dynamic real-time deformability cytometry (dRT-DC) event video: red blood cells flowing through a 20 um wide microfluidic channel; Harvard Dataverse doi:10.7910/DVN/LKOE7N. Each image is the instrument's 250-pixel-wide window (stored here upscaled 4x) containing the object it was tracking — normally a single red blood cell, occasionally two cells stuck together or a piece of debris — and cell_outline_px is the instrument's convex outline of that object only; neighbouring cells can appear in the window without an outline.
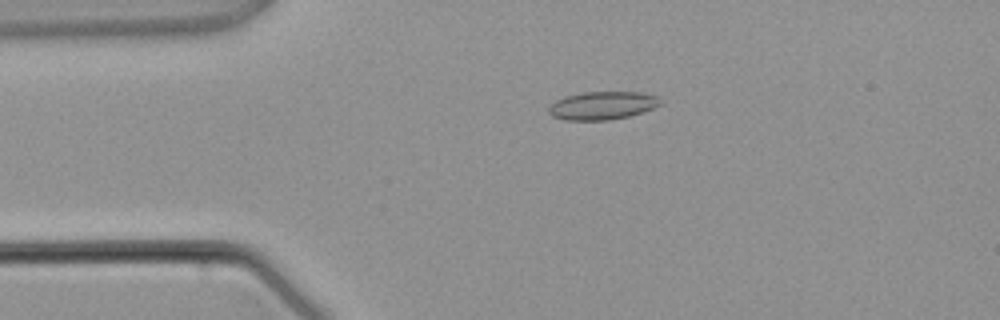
{"species": "common noctule bat (a hibernating species)", "species_latin": "Nyctalus noctula", "temperature_condition": "warm", "stored_images_in_passage": 1, "camera_frame_rate_fps": 3000, "um_per_image_px": 0.085, "animal": {"sex": "male", "body_mass_g": 21.5, "forearm_length_mm": 52.0}, "frame": {"image": 1, "passage_image": 1, "time_ms": 0.0, "image_size_px": [1000, 320], "cell_outline_px": [[660, 104], [652, 108], [628, 116], [608, 120], [564, 120], [552, 116], [548, 112], [548, 108], [556, 100], [564, 96], [584, 92], [640, 92], [656, 96], [660, 100]], "centroid_in_image_um": [51.15, 8.97], "position_along_channel_um": 33.9, "area_um2": 18.09}}